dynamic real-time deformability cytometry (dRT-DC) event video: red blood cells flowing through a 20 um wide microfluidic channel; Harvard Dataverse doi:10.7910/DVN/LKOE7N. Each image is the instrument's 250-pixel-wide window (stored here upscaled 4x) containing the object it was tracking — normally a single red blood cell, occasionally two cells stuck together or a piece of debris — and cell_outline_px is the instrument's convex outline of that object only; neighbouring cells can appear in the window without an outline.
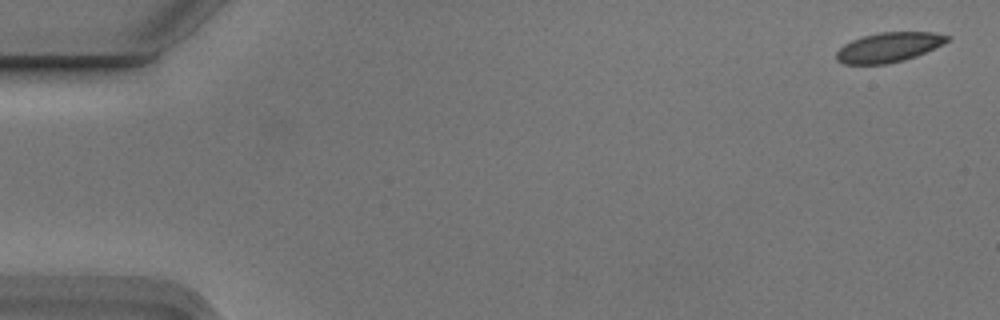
{"species": "Egyptian fruit bat (a non-hibernating species)", "species_latin": "Rousettus aegyptiacus", "temperature_condition": "cold", "stored_images_in_passage": 4, "camera_frame_rate_fps": 3000, "um_per_image_px": 0.085, "animal": {"sex": "male"}, "frame": {"image": 1, "passage_image": 1, "time_ms": 0.0, "image_size_px": [1000, 320], "cell_outline_px": [[952, 40], [916, 56], [904, 60], [888, 64], [844, 64], [836, 60], [836, 52], [844, 44], [852, 40], [864, 36], [880, 32], [932, 32], [952, 36]], "centroid_in_image_um": [75.57, 4.02], "position_along_channel_um": 9.4, "area_um2": 19.25}}